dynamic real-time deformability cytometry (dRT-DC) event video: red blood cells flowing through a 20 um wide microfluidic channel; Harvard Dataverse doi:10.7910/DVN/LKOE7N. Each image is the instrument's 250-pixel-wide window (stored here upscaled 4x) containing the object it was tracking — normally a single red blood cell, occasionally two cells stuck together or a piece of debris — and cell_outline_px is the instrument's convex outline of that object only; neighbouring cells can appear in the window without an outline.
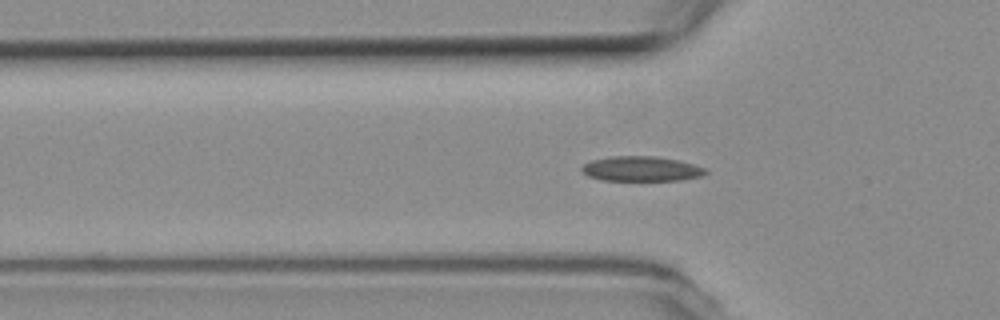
{"species": "common noctule bat (a hibernating species)", "species_latin": "Nyctalus noctula", "temperature_condition": "room temperature", "stored_images_in_passage": 36, "camera_frame_rate_fps": 3000, "um_per_image_px": 0.085, "animal": {"sex": "female", "body_mass_g": 19.3, "forearm_length_mm": 54.1}, "frame": {"image": 1, "passage_image": 4, "time_ms": 1.0, "image_size_px": [1000, 320], "cell_outline_px": [[708, 172], [700, 176], [680, 180], [600, 180], [588, 176], [580, 168], [584, 164], [592, 160], [612, 156], [656, 156], [680, 160], [704, 168]], "centroid_in_image_um": [54.49, 14.34], "position_along_channel_um": 71.3, "area_um2": 17.86}}
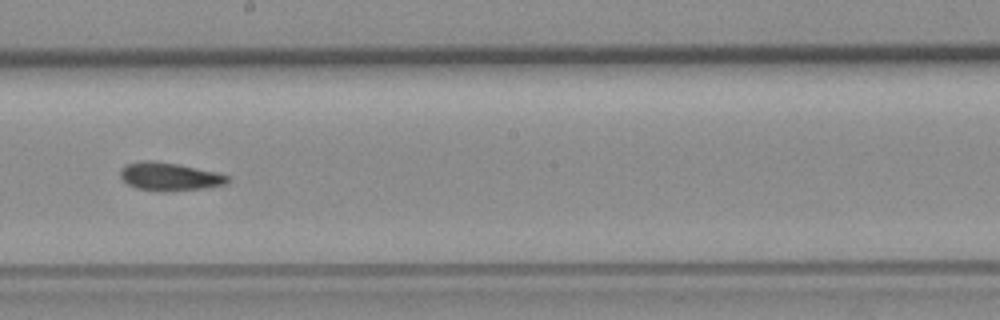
{"frame": {"image": 2, "passage_image": 17, "time_ms": 5.333, "image_size_px": [1000, 320], "cell_outline_px": [[232, 180], [228, 184], [200, 188], [160, 192], [136, 188], [128, 184], [120, 176], [120, 168], [124, 164], [140, 160], [152, 160], [180, 164], [220, 172], [228, 176]], "centroid_in_image_um": [14.42, 14.99], "position_along_channel_um": 233.8, "area_um2": 17.98}}
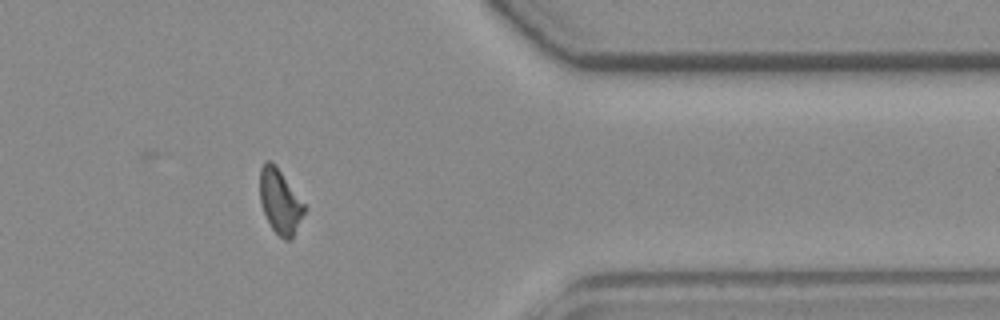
{"frame": {"image": 3, "passage_image": 31, "time_ms": 10.0, "image_size_px": [1000, 320], "cell_outline_px": [[308, 208], [292, 240], [284, 240], [272, 228], [264, 212], [260, 200], [260, 168], [268, 160], [272, 160]], "centroid_in_image_um": [23.84, 17.15], "position_along_channel_um": 387.6, "area_um2": 16.76}, "authors_computed_cell_mechanics": {"area_um2": 16.9643, "velocity_mm_per_s": 3.7424, "shape_relaxation_time_tau1_ms": null, "shape_relaxation_time_tau2_ms": 9.2194, "deformation_change_tau1": null, "deformation_change_tau2": 0.1352}}